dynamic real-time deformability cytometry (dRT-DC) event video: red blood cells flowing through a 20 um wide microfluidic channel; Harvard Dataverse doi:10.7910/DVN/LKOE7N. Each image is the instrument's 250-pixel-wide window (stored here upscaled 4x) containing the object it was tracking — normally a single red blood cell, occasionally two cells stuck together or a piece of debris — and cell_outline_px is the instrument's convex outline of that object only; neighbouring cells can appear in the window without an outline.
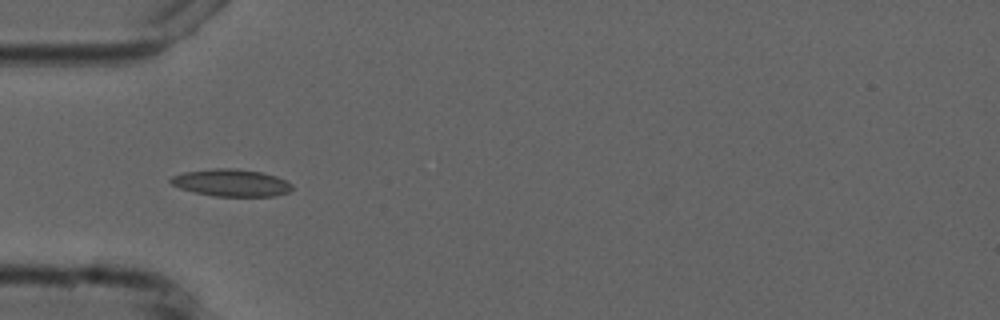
{"species": "common noctule bat (a hibernating species)", "species_latin": "Nyctalus noctula", "temperature_condition": "cold", "stored_images_in_passage": 4, "camera_frame_rate_fps": 3000, "um_per_image_px": 0.085, "animal": {"sex": "male", "forearm_length_mm": 52.5}, "frame": {"image": 1, "passage_image": 4, "time_ms": 3.667, "image_size_px": [1000, 320], "cell_outline_px": [[292, 188], [288, 192], [276, 196], [216, 196], [196, 192], [180, 188], [172, 184], [168, 180], [172, 176], [184, 172], [212, 168], [236, 168], [264, 172], [276, 176], [292, 184]], "centroid_in_image_um": [19.66, 15.52], "position_along_channel_um": 65.3, "area_um2": 19.25}}